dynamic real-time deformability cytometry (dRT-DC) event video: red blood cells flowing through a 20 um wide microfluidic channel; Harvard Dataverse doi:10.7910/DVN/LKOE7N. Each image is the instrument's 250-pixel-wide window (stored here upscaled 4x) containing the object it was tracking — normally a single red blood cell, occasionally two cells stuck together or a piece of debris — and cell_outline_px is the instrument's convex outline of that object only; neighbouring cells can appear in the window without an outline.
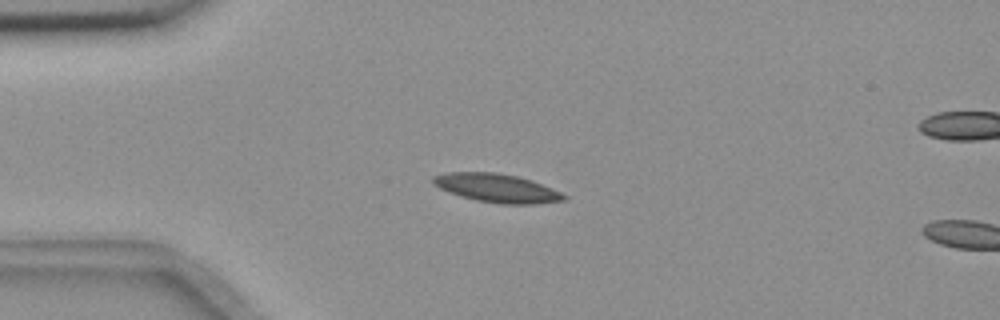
{"species": "common noctule bat (a hibernating species)", "species_latin": "Nyctalus noctula", "temperature_condition": "room temperature", "stored_images_in_passage": 7, "camera_frame_rate_fps": 3000, "um_per_image_px": 0.085, "animal": {"sex": "female", "body_mass_g": 18.4}, "frame": {"image": 1, "passage_image": 4, "time_ms": 1.0, "image_size_px": [1000, 320], "cell_outline_px": [[568, 200], [536, 204], [500, 204], [476, 200], [460, 196], [448, 192], [432, 184], [432, 176], [444, 172], [496, 172], [516, 176], [532, 180], [552, 188], [568, 196]], "centroid_in_image_um": [42.23, 15.99], "position_along_channel_um": 42.8, "area_um2": 22.02}}